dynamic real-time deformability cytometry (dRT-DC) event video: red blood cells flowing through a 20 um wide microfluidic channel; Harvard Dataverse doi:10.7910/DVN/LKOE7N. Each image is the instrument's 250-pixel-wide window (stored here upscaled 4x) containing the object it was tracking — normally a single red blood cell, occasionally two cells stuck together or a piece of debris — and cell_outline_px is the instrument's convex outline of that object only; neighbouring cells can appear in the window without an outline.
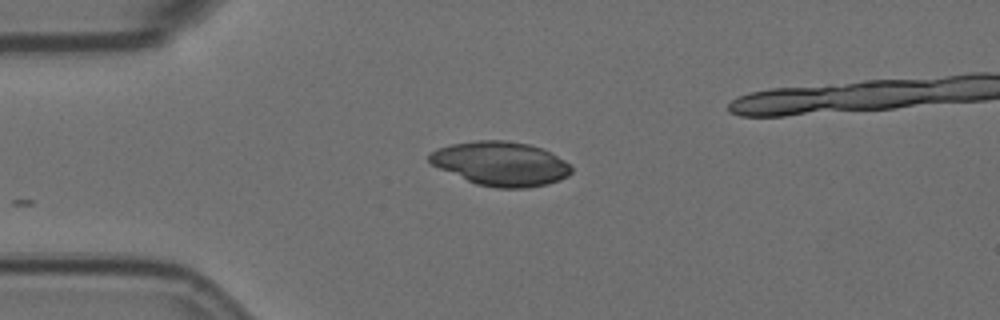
{"species": "Egyptian fruit bat (a non-hibernating species)", "species_latin": "Rousettus aegyptiacus", "temperature_condition": "room temperature", "stored_images_in_passage": 3, "camera_frame_rate_fps": 3000, "um_per_image_px": 0.085, "animal": {"sex": "female"}, "frame": {"image": 1, "passage_image": 3, "time_ms": 0.667, "image_size_px": [1000, 320], "cell_outline_px": [[572, 172], [568, 176], [560, 180], [548, 184], [528, 188], [496, 188], [476, 184], [440, 168], [432, 164], [428, 160], [428, 156], [436, 148], [452, 144], [476, 140], [504, 140], [528, 144], [540, 148], [564, 160], [572, 168]], "centroid_in_image_um": [42.56, 13.92], "position_along_channel_um": 42.4, "area_um2": 36.3}}